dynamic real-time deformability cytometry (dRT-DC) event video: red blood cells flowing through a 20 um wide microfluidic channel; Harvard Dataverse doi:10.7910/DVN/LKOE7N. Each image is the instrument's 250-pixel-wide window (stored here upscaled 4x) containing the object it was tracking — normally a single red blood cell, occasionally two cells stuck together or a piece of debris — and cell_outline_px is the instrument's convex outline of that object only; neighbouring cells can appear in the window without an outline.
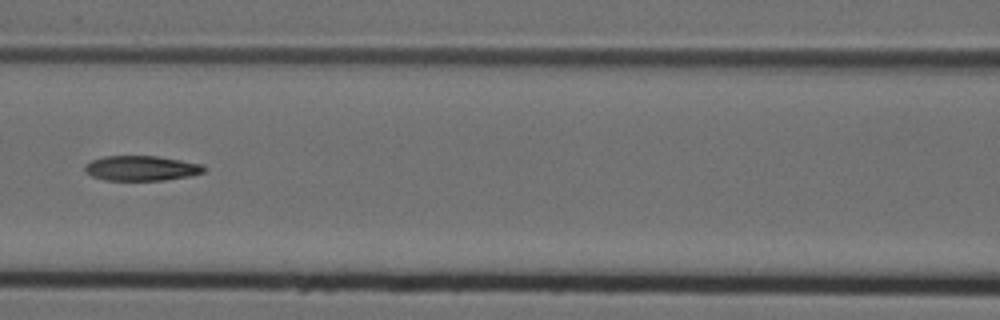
{"species": "Egyptian fruit bat (a non-hibernating species)", "species_latin": "Rousettus aegyptiacus", "temperature_condition": "cold", "stored_images_in_passage": 11, "camera_frame_rate_fps": 3000, "um_per_image_px": 0.085, "animal": {"sex": "female"}, "frame": {"image": 1, "passage_image": 7, "time_ms": 2.0, "image_size_px": [1000, 320], "cell_outline_px": [[208, 168], [204, 172], [192, 176], [164, 180], [104, 180], [92, 176], [84, 172], [84, 164], [92, 160], [104, 156], [156, 156], [204, 164]], "centroid_in_image_um": [12.04, 14.3], "position_along_channel_um": 154.6, "area_um2": 17.57}}
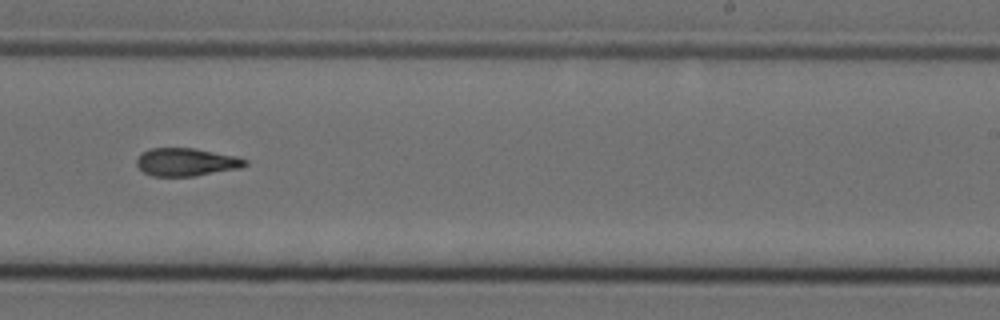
{"frame": {"image": 2, "passage_image": 10, "time_ms": 3.0, "image_size_px": [1000, 320], "cell_outline_px": [[248, 164], [240, 168], [196, 176], [152, 176], [144, 172], [136, 164], [136, 160], [140, 152], [152, 148], [192, 148], [236, 156], [248, 160]], "centroid_in_image_um": [15.82, 13.78], "position_along_channel_um": 273.2, "area_um2": 17.69}}
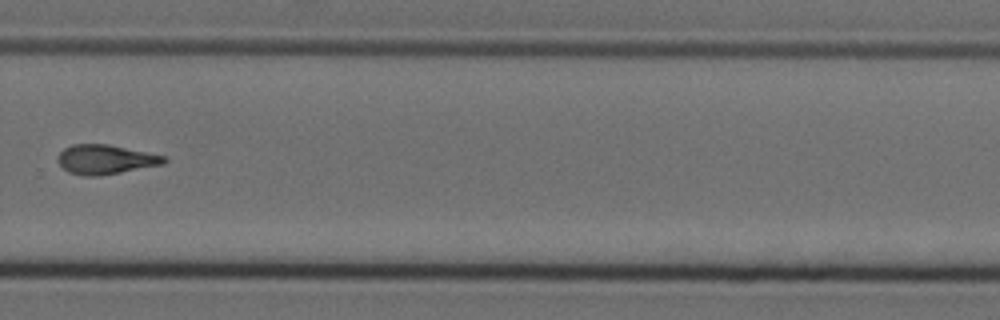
{"frame": {"image": 3, "passage_image": 11, "time_ms": 3.333, "image_size_px": [1000, 320], "cell_outline_px": [[168, 160], [164, 164], [100, 176], [80, 176], [68, 172], [60, 164], [56, 156], [64, 148], [72, 144], [108, 144], [168, 156]], "centroid_in_image_um": [8.98, 13.55], "position_along_channel_um": 320.8, "area_um2": 18.44}}